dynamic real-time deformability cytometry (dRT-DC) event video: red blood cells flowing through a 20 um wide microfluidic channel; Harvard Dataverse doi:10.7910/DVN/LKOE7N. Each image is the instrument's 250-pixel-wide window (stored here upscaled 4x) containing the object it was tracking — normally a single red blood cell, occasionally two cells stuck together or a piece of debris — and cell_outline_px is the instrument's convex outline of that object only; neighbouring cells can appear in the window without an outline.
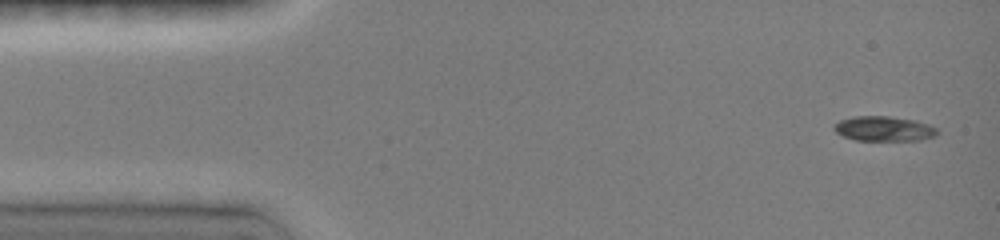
{"species": "common noctule bat (a hibernating species)", "species_latin": "Nyctalus noctula", "temperature_condition": "room temperature", "stored_images_in_passage": 24, "camera_frame_rate_fps": 3000, "um_per_image_px": 0.085, "animal": {"sex": "female", "body_mass_g": 19.0, "forearm_length_mm": 51.5}, "frame": {"image": 1, "passage_image": 1, "time_ms": 0.0, "image_size_px": [1000, 240], "cell_outline_px": [[936, 136], [920, 140], [856, 140], [844, 136], [836, 132], [832, 128], [840, 120], [852, 116], [888, 116], [916, 120], [928, 124], [936, 128]], "centroid_in_image_um": [75.13, 10.93], "position_along_channel_um": 9.9, "area_um2": 14.85}}
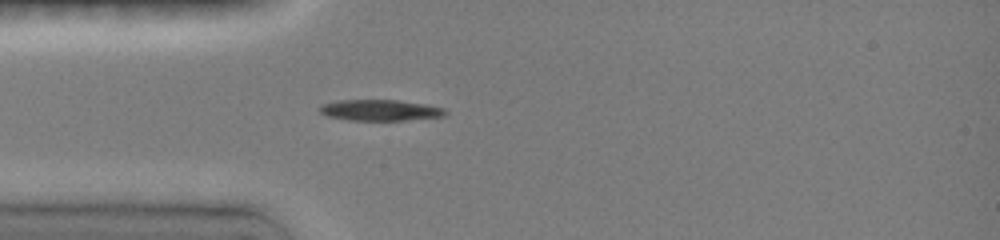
{"frame": {"image": 2, "passage_image": 10, "time_ms": 3.667, "image_size_px": [1000, 240], "cell_outline_px": [[448, 116], [404, 120], [348, 120], [328, 116], [320, 112], [316, 108], [320, 104], [336, 100], [396, 100], [428, 104], [444, 108], [448, 112]], "centroid_in_image_um": [32.31, 9.36], "position_along_channel_um": 52.7, "area_um2": 15.66}}
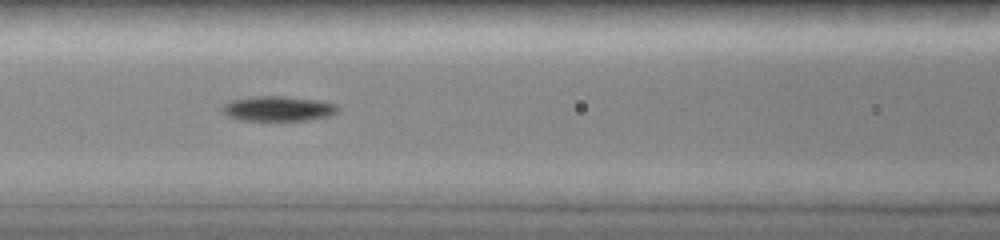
{"frame": {"image": 3, "passage_image": 16, "time_ms": 6.0, "image_size_px": [1000, 240], "cell_outline_px": [[340, 108], [332, 116], [308, 120], [240, 120], [228, 116], [220, 108], [224, 104], [232, 100], [256, 96], [284, 96], [320, 100], [336, 104]], "centroid_in_image_um": [23.68, 9.23], "position_along_channel_um": 142.9, "area_um2": 16.88}}